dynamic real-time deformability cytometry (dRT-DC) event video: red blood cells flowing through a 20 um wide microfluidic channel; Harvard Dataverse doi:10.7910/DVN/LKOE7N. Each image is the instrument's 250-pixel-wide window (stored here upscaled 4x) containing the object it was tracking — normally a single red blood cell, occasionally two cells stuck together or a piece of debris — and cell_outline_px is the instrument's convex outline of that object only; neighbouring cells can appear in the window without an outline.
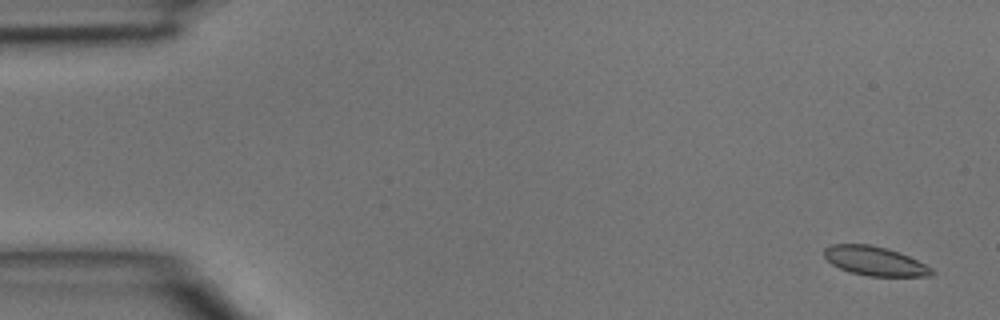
{"species": "common noctule bat (a hibernating species)", "species_latin": "Nyctalus noctula", "temperature_condition": "room temperature", "stored_images_in_passage": 45, "camera_frame_rate_fps": 3000, "um_per_image_px": 0.085, "animal": {"sex": "male", "body_mass_g": 15.6}, "frame": {"image": 1, "passage_image": 2, "time_ms": 0.333, "image_size_px": [1000, 320], "cell_outline_px": [[936, 272], [932, 276], [868, 276], [848, 272], [832, 264], [824, 256], [824, 248], [832, 244], [868, 244], [888, 248], [900, 252], [932, 268]], "centroid_in_image_um": [74.36, 22.19], "position_along_channel_um": 10.6, "area_um2": 18.32}}
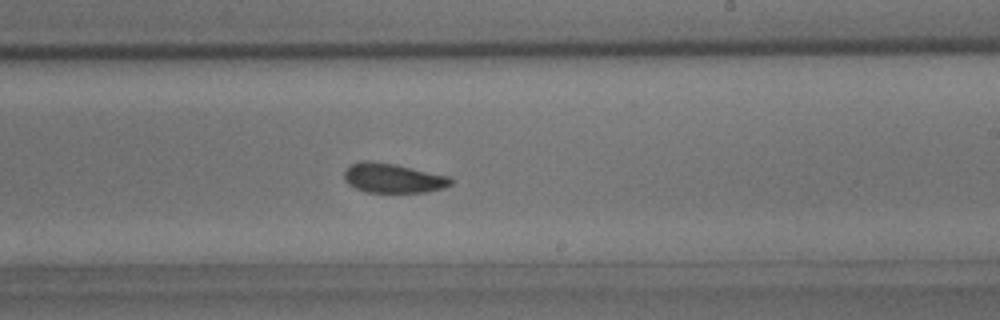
{"frame": {"image": 2, "passage_image": 27, "time_ms": 8.667, "image_size_px": [1000, 320], "cell_outline_px": [[452, 184], [444, 188], [424, 192], [368, 192], [356, 188], [348, 184], [344, 180], [344, 172], [352, 164], [360, 160], [368, 160], [396, 164], [448, 176], [452, 180]], "centroid_in_image_um": [33.39, 15.13], "position_along_channel_um": 255.6, "area_um2": 18.26}}
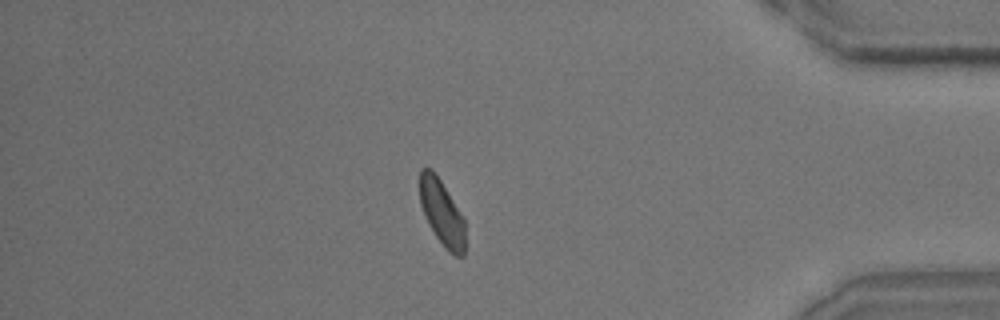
{"frame": {"image": 3, "passage_image": 39, "time_ms": 12.667, "image_size_px": [1000, 320], "cell_outline_px": [[464, 256], [456, 256], [448, 252], [444, 248], [428, 224], [420, 204], [420, 168], [432, 168], [464, 216]], "centroid_in_image_um": [37.56, 18.08], "position_along_channel_um": 397.6, "area_um2": 17.4}}